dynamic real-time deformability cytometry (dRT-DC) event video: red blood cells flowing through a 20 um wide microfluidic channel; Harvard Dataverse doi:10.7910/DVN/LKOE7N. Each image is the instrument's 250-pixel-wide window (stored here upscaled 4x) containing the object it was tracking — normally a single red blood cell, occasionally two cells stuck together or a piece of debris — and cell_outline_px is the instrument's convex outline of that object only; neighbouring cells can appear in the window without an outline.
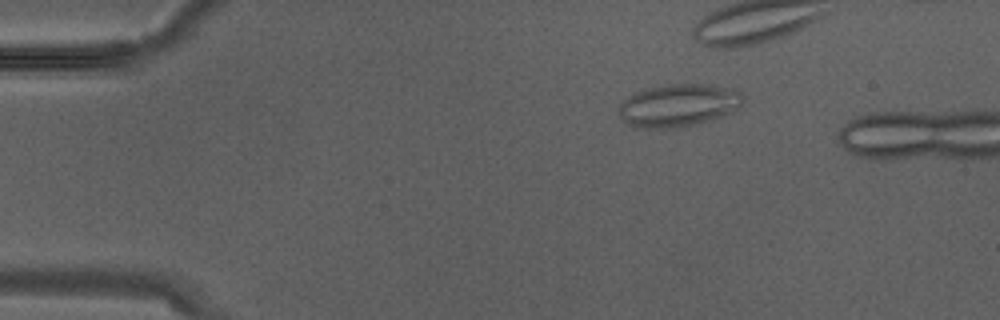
{"species": "Egyptian fruit bat (a non-hibernating species)", "species_latin": "Rousettus aegyptiacus", "temperature_condition": "warm", "stored_images_in_passage": 3, "camera_frame_rate_fps": 3000, "um_per_image_px": 0.085, "animal": {"sex": "male"}, "frame": {"image": 1, "passage_image": 3, "time_ms": 0.667, "image_size_px": [1000, 320], "cell_outline_px": [[744, 100], [732, 112], [724, 116], [696, 124], [672, 128], [636, 128], [620, 120], [616, 112], [616, 108], [624, 100], [636, 92], [668, 84], [700, 84], [732, 88], [740, 92], [744, 96]], "centroid_in_image_um": [57.63, 8.97], "position_along_channel_um": 27.4, "area_um2": 30.98}}